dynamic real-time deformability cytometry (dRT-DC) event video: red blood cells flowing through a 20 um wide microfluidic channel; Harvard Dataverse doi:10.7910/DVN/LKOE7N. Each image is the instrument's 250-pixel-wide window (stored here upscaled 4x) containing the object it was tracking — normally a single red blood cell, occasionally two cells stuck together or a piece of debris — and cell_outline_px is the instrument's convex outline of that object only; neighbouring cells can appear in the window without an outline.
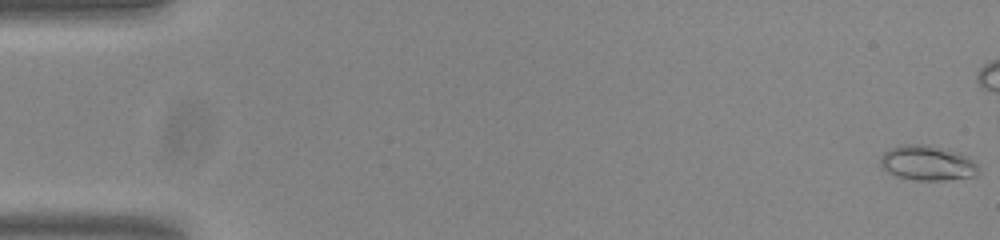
{"species": "common noctule bat (a hibernating species)", "species_latin": "Nyctalus noctula", "temperature_condition": "room temperature", "stored_images_in_passage": 44, "camera_frame_rate_fps": 3000, "um_per_image_px": 0.085, "animal": {"sex": "male", "body_mass_g": 20.0, "forearm_length_mm": 53.3}, "frame": {"image": 1, "passage_image": 1, "time_ms": 0.0, "image_size_px": [1000, 240], "cell_outline_px": [[980, 172], [976, 176], [944, 180], [916, 180], [896, 176], [888, 172], [880, 164], [880, 156], [884, 152], [892, 148], [904, 144], [924, 144], [956, 152], [968, 156], [976, 164]], "centroid_in_image_um": [78.83, 13.86], "position_along_channel_um": 6.2, "area_um2": 19.83}}
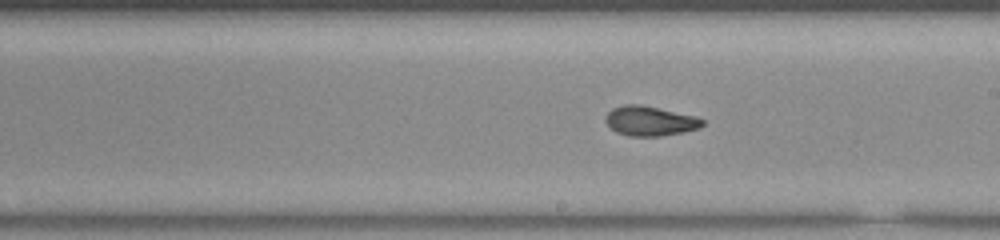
{"frame": {"image": 2, "passage_image": 31, "time_ms": 10.0, "image_size_px": [1000, 240], "cell_outline_px": [[704, 124], [700, 128], [684, 132], [660, 136], [628, 136], [616, 132], [608, 128], [604, 120], [604, 116], [612, 108], [624, 104], [640, 104], [696, 116], [704, 120]], "centroid_in_image_um": [55.21, 10.28], "position_along_channel_um": 233.8, "area_um2": 17.05}}
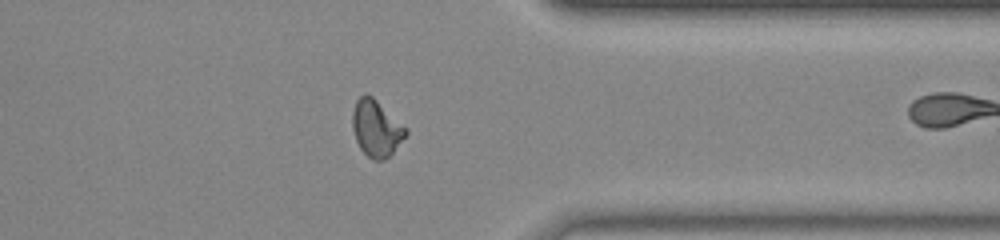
{"frame": {"image": 3, "passage_image": 43, "time_ms": 14.0, "image_size_px": [1000, 240], "cell_outline_px": [[408, 132], [392, 152], [384, 160], [372, 160], [360, 148], [356, 140], [352, 128], [352, 112], [356, 100], [364, 92], [368, 92]], "centroid_in_image_um": [31.91, 10.89], "position_along_channel_um": 379.5, "area_um2": 17.05}}